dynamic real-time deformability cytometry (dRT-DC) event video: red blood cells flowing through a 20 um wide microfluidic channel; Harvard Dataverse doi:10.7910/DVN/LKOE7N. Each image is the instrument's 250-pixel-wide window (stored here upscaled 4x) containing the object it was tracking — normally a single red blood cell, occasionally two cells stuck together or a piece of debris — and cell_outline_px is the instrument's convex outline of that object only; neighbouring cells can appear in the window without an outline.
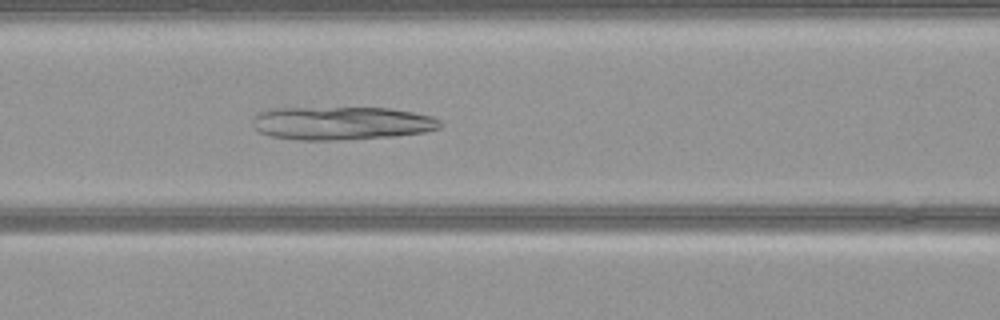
{"species": "common noctule bat (a hibernating species)", "species_latin": "Nyctalus noctula", "temperature_condition": "warm", "stored_images_in_passage": 52, "camera_frame_rate_fps": 3000, "um_per_image_px": 0.085, "animal": {"sex": "female", "body_mass_g": 21.9}, "frame": {"image": 1, "passage_image": 21, "time_ms": 6.667, "image_size_px": [1000, 320], "cell_outline_px": [[444, 124], [440, 128], [424, 132], [396, 136], [344, 140], [292, 140], [272, 136], [260, 132], [252, 124], [252, 120], [256, 112], [272, 108], [388, 108], [412, 112], [432, 116], [440, 120]], "centroid_in_image_um": [29.02, 10.47], "position_along_channel_um": 137.6, "area_um2": 36.7}}
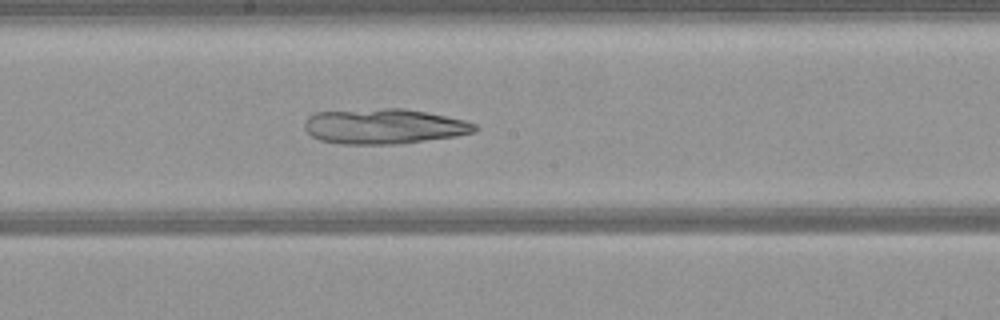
{"frame": {"image": 2, "passage_image": 27, "time_ms": 8.667, "image_size_px": [1000, 320], "cell_outline_px": [[480, 128], [476, 132], [456, 136], [400, 144], [340, 144], [320, 140], [312, 136], [304, 128], [304, 120], [308, 116], [316, 112], [384, 108], [404, 108], [464, 120], [476, 124]], "centroid_in_image_um": [32.64, 10.74], "position_along_channel_um": 215.6, "area_um2": 35.03}}
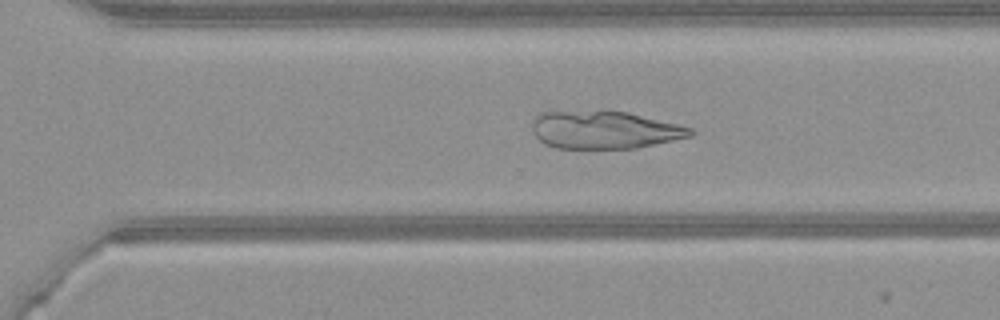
{"frame": {"image": 3, "passage_image": 35, "time_ms": 11.333, "image_size_px": [1000, 320], "cell_outline_px": [[696, 132], [692, 136], [636, 148], [556, 148], [544, 144], [532, 132], [532, 120], [540, 112], [628, 112], [680, 124], [692, 128]], "centroid_in_image_um": [51.41, 11.05], "position_along_channel_um": 319.2, "area_um2": 34.56}}